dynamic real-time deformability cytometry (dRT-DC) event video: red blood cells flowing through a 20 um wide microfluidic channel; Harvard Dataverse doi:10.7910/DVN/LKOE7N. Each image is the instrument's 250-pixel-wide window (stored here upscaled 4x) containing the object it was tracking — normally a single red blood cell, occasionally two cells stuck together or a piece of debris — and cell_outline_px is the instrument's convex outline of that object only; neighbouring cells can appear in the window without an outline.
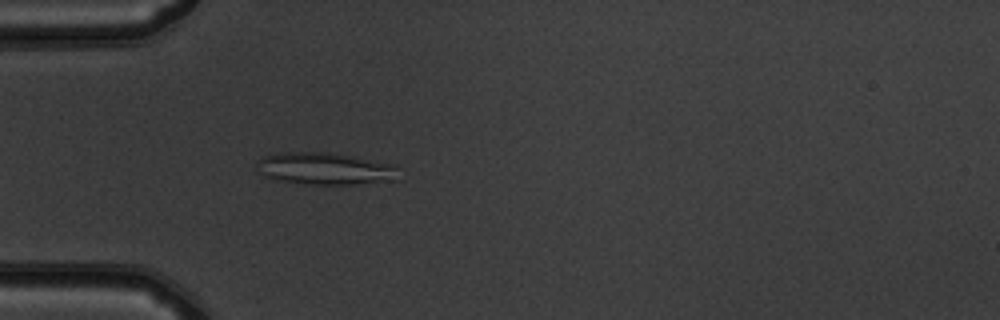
{"species": "common noctule bat (a hibernating species)", "species_latin": "Nyctalus noctula", "temperature_condition": "warm", "stored_images_in_passage": 46, "camera_frame_rate_fps": 3000, "um_per_image_px": 0.085, "animal": {"sex": "male", "body_mass_g": 19.5, "forearm_length_mm": 54.6}, "frame": {"image": 1, "passage_image": 10, "time_ms": 3.0, "image_size_px": [1000, 320], "cell_outline_px": [[396, 180], [348, 184], [312, 184], [276, 180], [264, 176], [260, 172], [256, 164], [256, 160], [264, 156], [280, 152], [324, 152], [396, 164]], "centroid_in_image_um": [27.56, 14.33], "position_along_channel_um": 57.4, "area_um2": 26.18}}
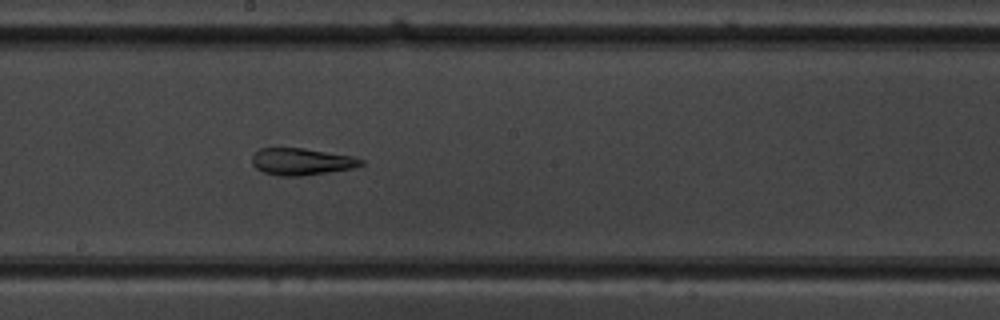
{"frame": {"image": 2, "passage_image": 23, "time_ms": 7.333, "image_size_px": [1000, 320], "cell_outline_px": [[364, 164], [352, 168], [300, 176], [276, 176], [264, 172], [256, 168], [252, 164], [252, 156], [260, 148], [304, 148], [352, 156], [364, 160]], "centroid_in_image_um": [25.61, 13.73], "position_along_channel_um": 222.6, "area_um2": 16.99}}
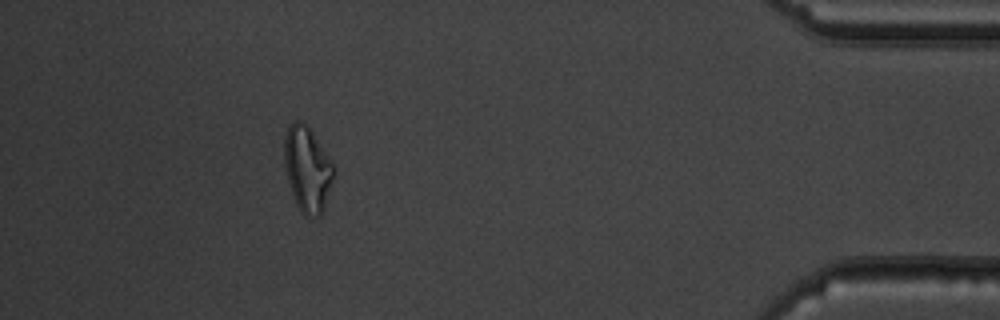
{"frame": {"image": 3, "passage_image": 41, "time_ms": 13.333, "image_size_px": [1000, 320], "cell_outline_px": [[336, 172], [320, 216], [308, 216], [300, 212], [296, 204], [288, 180], [284, 164], [284, 136], [288, 124], [292, 120], [300, 120], [308, 124], [332, 160], [336, 168]], "centroid_in_image_um": [26.13, 14.29], "position_along_channel_um": 409.1, "area_um2": 24.97}, "authors_computed_cell_mechanics": {"area_um2": 21.2126, "velocity_mm_per_s": 3.9444, "shape_relaxation_time_tau1_ms": null, "shape_relaxation_time_tau2_ms": 8.2189, "deformation_change_tau1": null, "deformation_change_tau2": 0.178}}